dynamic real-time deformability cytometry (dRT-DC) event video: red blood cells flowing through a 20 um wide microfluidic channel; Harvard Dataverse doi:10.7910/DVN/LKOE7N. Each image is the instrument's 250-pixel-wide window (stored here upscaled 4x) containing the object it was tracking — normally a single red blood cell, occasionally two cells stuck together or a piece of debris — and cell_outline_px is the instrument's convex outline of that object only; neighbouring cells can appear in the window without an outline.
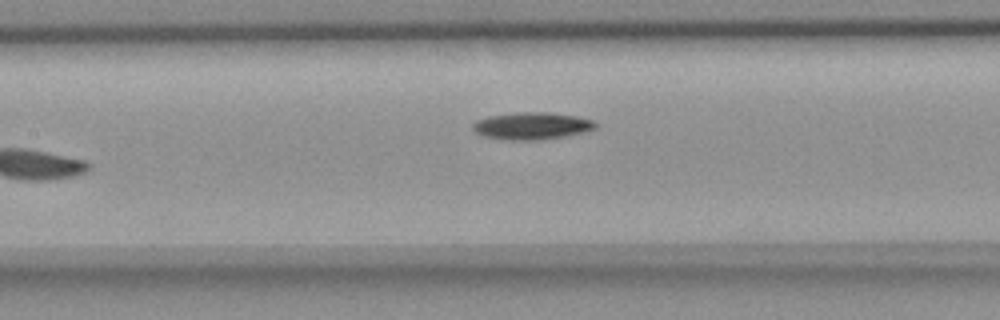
{"species": "common noctule bat (a hibernating species)", "species_latin": "Nyctalus noctula", "temperature_condition": "room temperature", "stored_images_in_passage": 8, "camera_frame_rate_fps": 3000, "um_per_image_px": 0.085, "animal": {"sex": "female", "body_mass_g": 18.4}, "frame": {"image": 1, "passage_image": 7, "time_ms": 8.0, "image_size_px": [1000, 320], "cell_outline_px": [[596, 128], [584, 132], [564, 136], [540, 140], [508, 140], [484, 136], [476, 132], [472, 128], [472, 124], [476, 120], [488, 116], [516, 112], [552, 112], [576, 116], [592, 120], [596, 124]], "centroid_in_image_um": [45.19, 10.69], "position_along_channel_um": 162.2, "area_um2": 19.48}}
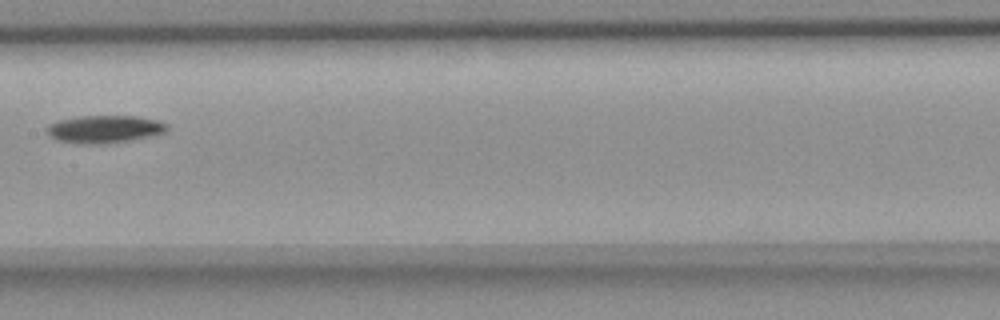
{"frame": {"image": 2, "passage_image": 8, "time_ms": 9.0, "image_size_px": [1000, 320], "cell_outline_px": [[168, 132], [128, 140], [56, 140], [48, 136], [44, 128], [48, 124], [56, 120], [76, 116], [136, 116], [156, 120], [168, 124]], "centroid_in_image_um": [8.87, 10.89], "position_along_channel_um": 198.5, "area_um2": 18.26}}